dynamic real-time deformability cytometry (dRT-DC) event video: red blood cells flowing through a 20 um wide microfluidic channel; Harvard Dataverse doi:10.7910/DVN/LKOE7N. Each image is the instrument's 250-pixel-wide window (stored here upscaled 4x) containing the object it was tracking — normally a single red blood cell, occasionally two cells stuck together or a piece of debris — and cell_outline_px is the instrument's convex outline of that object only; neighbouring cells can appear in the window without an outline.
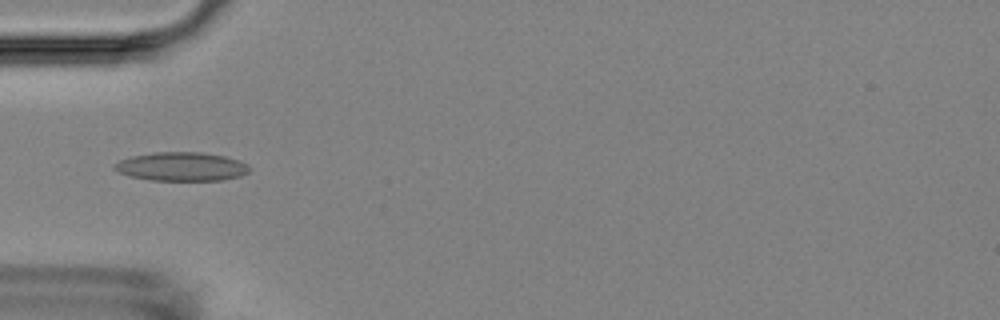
{"species": "Egyptian fruit bat (a non-hibernating species)", "species_latin": "Rousettus aegyptiacus", "temperature_condition": "room temperature", "stored_images_in_passage": 7, "camera_frame_rate_fps": 3000, "um_per_image_px": 0.085, "animal": {"sex": "female"}, "frame": {"image": 1, "passage_image": 5, "time_ms": 4.667, "image_size_px": [1000, 320], "cell_outline_px": [[248, 172], [240, 176], [220, 180], [152, 180], [128, 176], [112, 168], [112, 164], [120, 160], [132, 156], [156, 152], [200, 152], [224, 156], [240, 160], [248, 164]], "centroid_in_image_um": [15.4, 14.15], "position_along_channel_um": 69.6, "area_um2": 22.54}}